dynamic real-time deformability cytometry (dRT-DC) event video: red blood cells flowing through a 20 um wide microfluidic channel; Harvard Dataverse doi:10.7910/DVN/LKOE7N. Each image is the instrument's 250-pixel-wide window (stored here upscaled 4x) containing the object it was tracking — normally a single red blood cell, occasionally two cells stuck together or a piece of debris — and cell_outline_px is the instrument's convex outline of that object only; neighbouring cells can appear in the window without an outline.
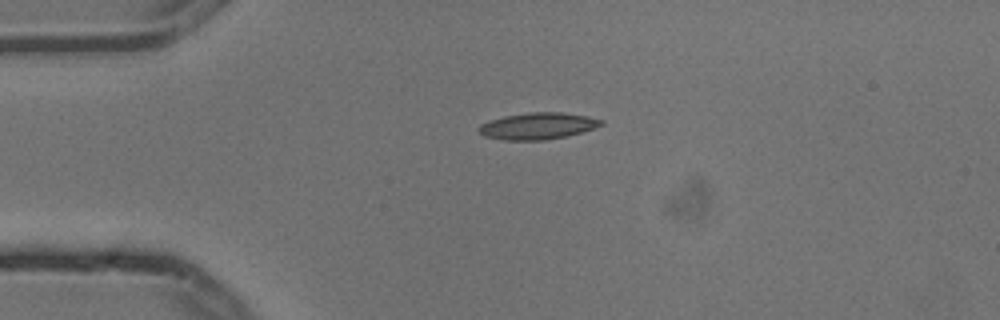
{"species": "common noctule bat (a hibernating species)", "species_latin": "Nyctalus noctula", "temperature_condition": "cold", "stored_images_in_passage": 2, "camera_frame_rate_fps": 3000, "um_per_image_px": 0.085, "animal": {"sex": "male", "body_mass_g": 13.3}, "frame": {"image": 1, "passage_image": 1, "time_ms": 0.0, "image_size_px": [1000, 320], "cell_outline_px": [[604, 124], [596, 128], [568, 136], [544, 140], [504, 140], [484, 136], [480, 132], [480, 124], [504, 116], [528, 112], [564, 112], [588, 116], [604, 120]], "centroid_in_image_um": [45.78, 10.7], "position_along_channel_um": 39.2, "area_um2": 19.07}}